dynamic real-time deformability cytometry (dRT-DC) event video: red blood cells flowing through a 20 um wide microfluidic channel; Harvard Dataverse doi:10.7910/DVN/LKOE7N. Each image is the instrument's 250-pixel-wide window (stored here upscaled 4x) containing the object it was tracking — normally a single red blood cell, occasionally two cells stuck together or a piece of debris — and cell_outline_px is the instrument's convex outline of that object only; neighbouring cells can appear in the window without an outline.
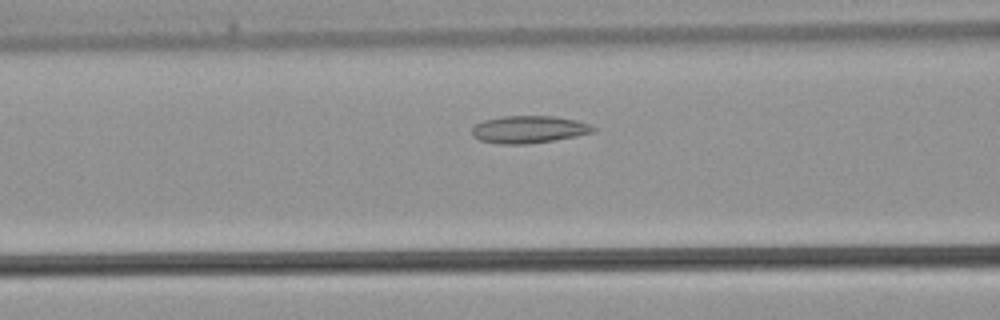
{"species": "common noctule bat (a hibernating species)", "species_latin": "Nyctalus noctula", "temperature_condition": "warm", "stored_images_in_passage": 37, "camera_frame_rate_fps": 3000, "um_per_image_px": 0.085, "animal": {"sex": "male", "body_mass_g": 21.5, "forearm_length_mm": 52.0}, "frame": {"image": 1, "passage_image": 11, "time_ms": 3.333, "image_size_px": [1000, 320], "cell_outline_px": [[596, 132], [576, 136], [528, 144], [500, 144], [480, 140], [472, 136], [472, 128], [476, 124], [484, 120], [500, 116], [556, 116], [576, 120], [588, 124], [596, 128]], "centroid_in_image_um": [44.95, 11.0], "position_along_channel_um": 121.7, "area_um2": 19.36}}
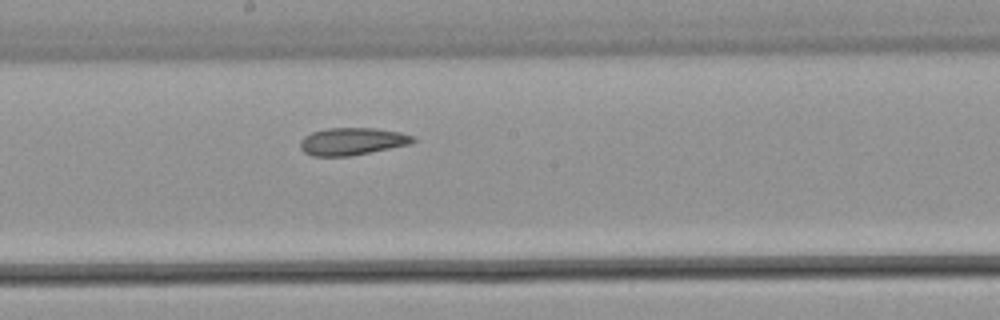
{"frame": {"image": 2, "passage_image": 17, "time_ms": 5.333, "image_size_px": [1000, 320], "cell_outline_px": [[416, 140], [412, 144], [352, 156], [312, 156], [304, 152], [300, 148], [300, 140], [304, 136], [312, 132], [328, 128], [376, 128], [400, 132], [416, 136]], "centroid_in_image_um": [29.97, 12.02], "position_along_channel_um": 218.2, "area_um2": 18.26}}
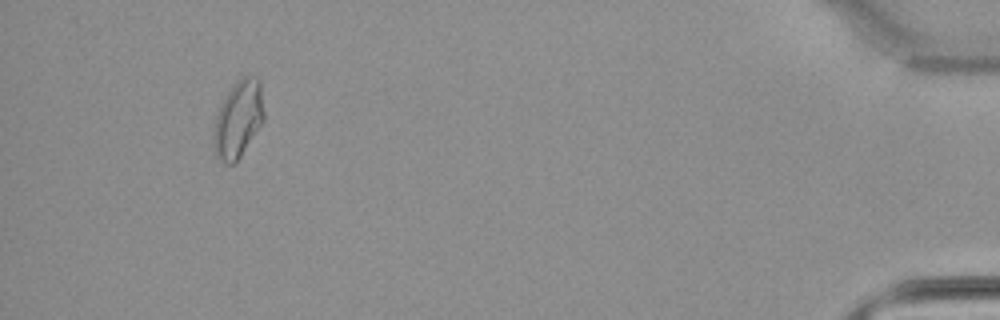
{"frame": {"image": 3, "passage_image": 34, "time_ms": 11.0, "image_size_px": [1000, 320], "cell_outline_px": [[264, 120], [236, 164], [224, 164], [216, 156], [216, 116], [228, 92], [236, 80], [240, 76], [256, 76], [260, 80], [264, 112]], "centroid_in_image_um": [20.31, 10.11], "position_along_channel_um": 414.9, "area_um2": 22.14}}